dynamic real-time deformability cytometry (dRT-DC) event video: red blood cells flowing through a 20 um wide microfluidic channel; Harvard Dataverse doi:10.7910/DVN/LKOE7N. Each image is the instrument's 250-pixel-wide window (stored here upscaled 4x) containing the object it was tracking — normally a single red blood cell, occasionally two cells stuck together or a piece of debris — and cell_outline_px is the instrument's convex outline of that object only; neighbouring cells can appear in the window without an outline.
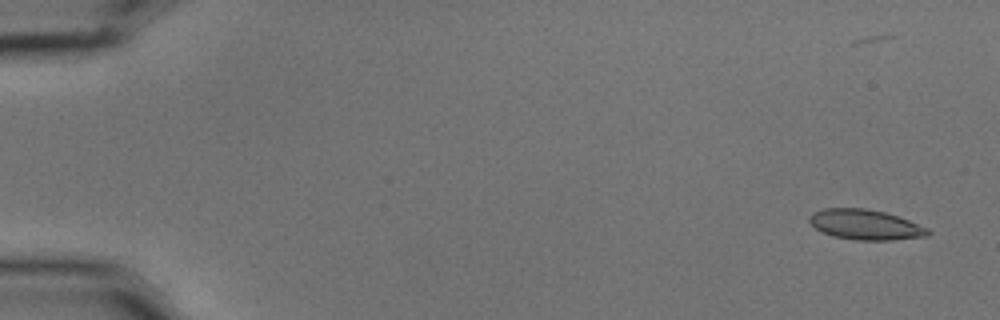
{"species": "common noctule bat (a hibernating species)", "species_latin": "Nyctalus noctula", "temperature_condition": "cold", "stored_images_in_passage": 6, "camera_frame_rate_fps": 3000, "um_per_image_px": 0.085, "animal": {"sex": "male", "body_mass_g": 15.6}, "frame": {"image": 1, "passage_image": 2, "time_ms": 0.333, "image_size_px": [1000, 320], "cell_outline_px": [[932, 232], [928, 236], [892, 240], [856, 240], [832, 236], [816, 228], [808, 220], [808, 216], [812, 212], [824, 208], [864, 208], [884, 212], [908, 220], [928, 228]], "centroid_in_image_um": [73.55, 19.1], "position_along_channel_um": 11.5, "area_um2": 20.81}}
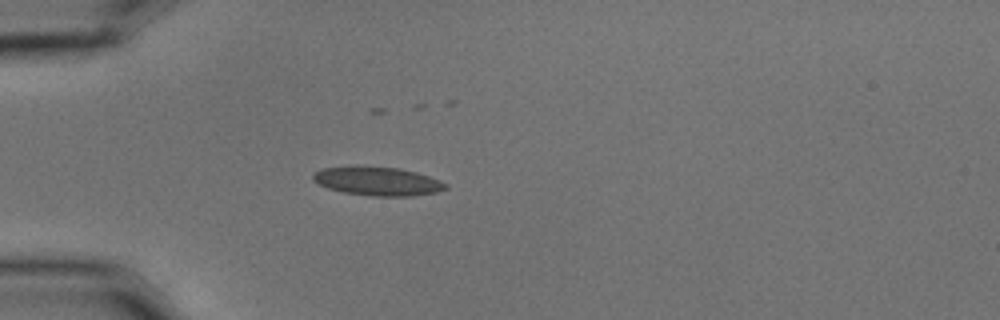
{"frame": {"image": 2, "passage_image": 5, "time_ms": 1.333, "image_size_px": [1000, 320], "cell_outline_px": [[448, 188], [436, 192], [412, 196], [372, 196], [344, 192], [328, 188], [312, 180], [312, 176], [316, 172], [324, 168], [356, 164], [360, 164], [400, 168], [416, 172], [440, 180], [448, 184]], "centroid_in_image_um": [32.09, 15.37], "position_along_channel_um": 52.9, "area_um2": 22.6}}